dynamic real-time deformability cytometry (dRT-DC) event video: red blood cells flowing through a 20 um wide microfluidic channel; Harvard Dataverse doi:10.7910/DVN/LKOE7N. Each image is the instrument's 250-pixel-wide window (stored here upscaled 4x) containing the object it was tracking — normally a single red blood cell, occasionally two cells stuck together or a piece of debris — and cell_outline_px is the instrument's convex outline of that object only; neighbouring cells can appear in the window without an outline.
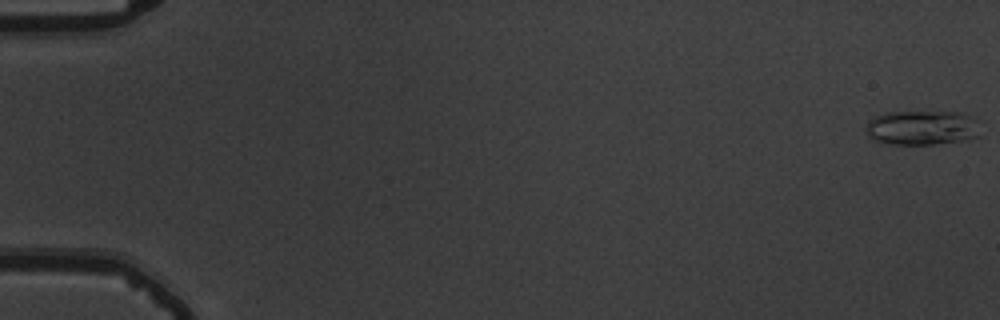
{"species": "common noctule bat (a hibernating species)", "species_latin": "Nyctalus noctula", "temperature_condition": "warm", "stored_images_in_passage": 55, "camera_frame_rate_fps": 3000, "um_per_image_px": 0.085, "animal": {"sex": "male", "body_mass_g": 19.5, "forearm_length_mm": 54.6}, "frame": {"image": 1, "passage_image": 1, "time_ms": 0.0, "image_size_px": [1000, 320], "cell_outline_px": [[980, 136], [968, 140], [936, 144], [892, 144], [872, 140], [868, 136], [864, 128], [868, 120], [876, 116], [888, 112], [960, 112], [972, 116]], "centroid_in_image_um": [78.33, 10.87], "position_along_channel_um": 6.7, "area_um2": 23.18}}
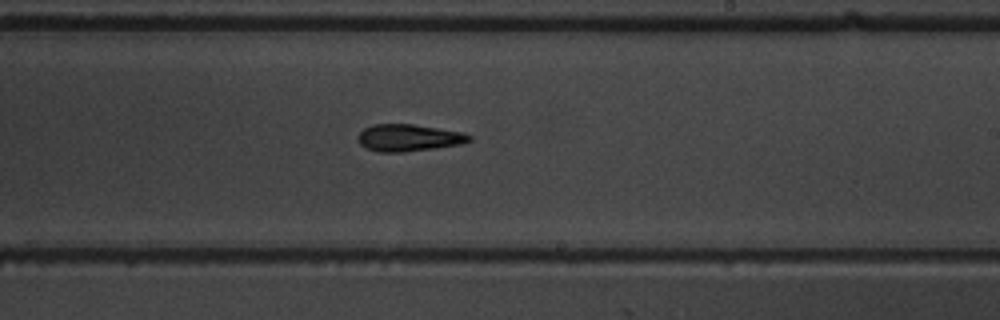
{"frame": {"image": 2, "passage_image": 34, "time_ms": 11.0, "image_size_px": [1000, 320], "cell_outline_px": [[472, 140], [460, 144], [436, 148], [404, 152], [376, 152], [364, 148], [360, 144], [356, 136], [364, 128], [372, 124], [412, 124], [464, 132], [472, 136]], "centroid_in_image_um": [34.71, 11.71], "position_along_channel_um": 254.3, "area_um2": 17.74}}
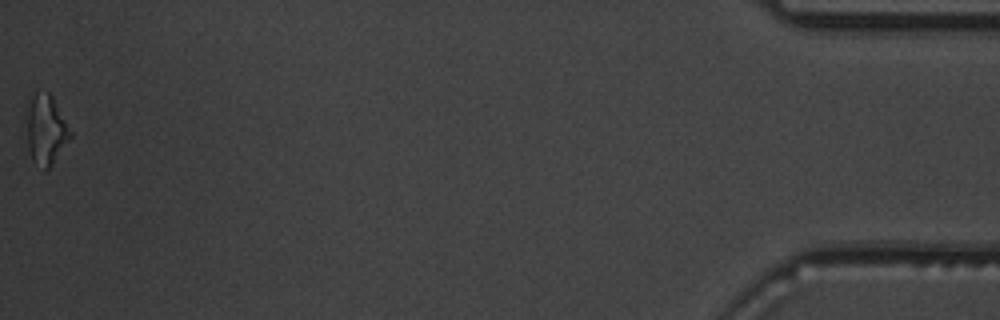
{"frame": {"image": 3, "passage_image": 55, "time_ms": 18.0, "image_size_px": [1000, 320], "cell_outline_px": [[72, 136], [52, 164], [44, 172], [32, 160], [28, 148], [24, 104], [28, 96], [36, 92], [48, 92], [52, 96], [72, 132]], "centroid_in_image_um": [3.84, 10.98], "position_along_channel_um": 431.4, "area_um2": 18.38}, "authors_computed_cell_mechanics": {"area_um2": 17.8024, "velocity_mm_per_s": 3.81, "shape_relaxation_time_tau1_ms": 7.4497, "shape_relaxation_time_tau2_ms": 5.1731, "deformation_change_tau1": 0.1866, "deformation_change_tau2": 0.1578}}